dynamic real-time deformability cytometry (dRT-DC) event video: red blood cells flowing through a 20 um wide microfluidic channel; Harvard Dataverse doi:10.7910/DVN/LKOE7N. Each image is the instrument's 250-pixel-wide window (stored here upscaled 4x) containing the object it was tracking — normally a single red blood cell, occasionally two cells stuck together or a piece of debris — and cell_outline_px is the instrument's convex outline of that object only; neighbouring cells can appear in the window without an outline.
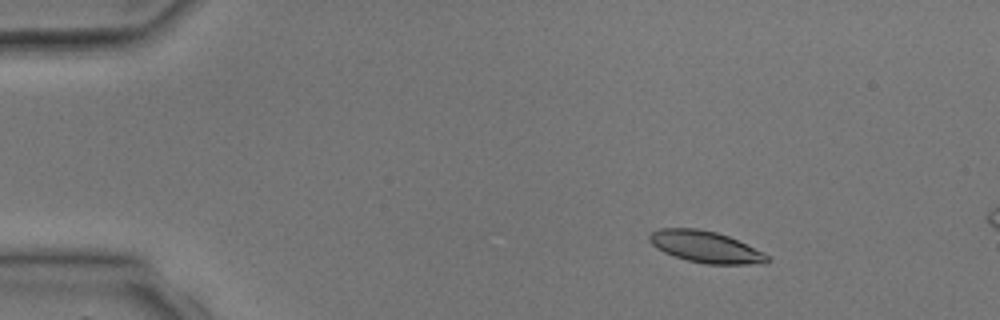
{"species": "common noctule bat (a hibernating species)", "species_latin": "Nyctalus noctula", "temperature_condition": "room temperature", "stored_images_in_passage": 3, "camera_frame_rate_fps": 3000, "um_per_image_px": 0.085, "animal": {"sex": "male", "body_mass_g": 17.9, "forearm_length_mm": 54.2}, "frame": {"image": 1, "passage_image": 2, "time_ms": 1.333, "image_size_px": [1000, 320], "cell_outline_px": [[768, 264], [704, 264], [688, 260], [664, 252], [656, 248], [648, 240], [648, 236], [652, 232], [660, 228], [696, 228], [716, 232], [728, 236], [764, 252], [768, 256]], "centroid_in_image_um": [59.98, 20.98], "position_along_channel_um": 25.0, "area_um2": 21.62}}